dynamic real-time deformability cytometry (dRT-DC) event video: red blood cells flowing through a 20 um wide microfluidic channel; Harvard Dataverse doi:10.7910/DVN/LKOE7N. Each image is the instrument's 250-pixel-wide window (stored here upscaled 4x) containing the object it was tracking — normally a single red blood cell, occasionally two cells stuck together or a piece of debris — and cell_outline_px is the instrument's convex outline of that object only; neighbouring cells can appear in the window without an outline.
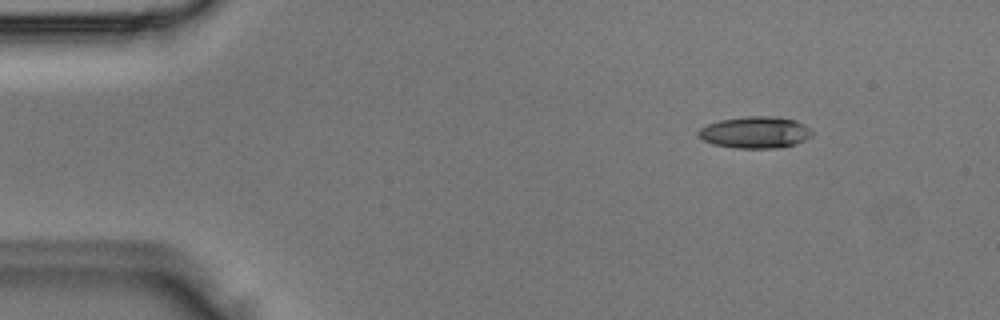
{"species": "Egyptian fruit bat (a non-hibernating species)", "species_latin": "Rousettus aegyptiacus", "temperature_condition": "room temperature", "stored_images_in_passage": 4, "camera_frame_rate_fps": 3000, "um_per_image_px": 0.085, "animal": {"sex": "male"}, "frame": {"image": 1, "passage_image": 2, "time_ms": 0.333, "image_size_px": [1000, 320], "cell_outline_px": [[812, 136], [796, 144], [776, 148], [736, 148], [712, 144], [696, 136], [696, 132], [700, 128], [708, 124], [720, 120], [744, 116], [772, 116], [796, 120], [804, 124], [812, 132]], "centroid_in_image_um": [64.16, 11.25], "position_along_channel_um": 20.8, "area_um2": 21.1}}
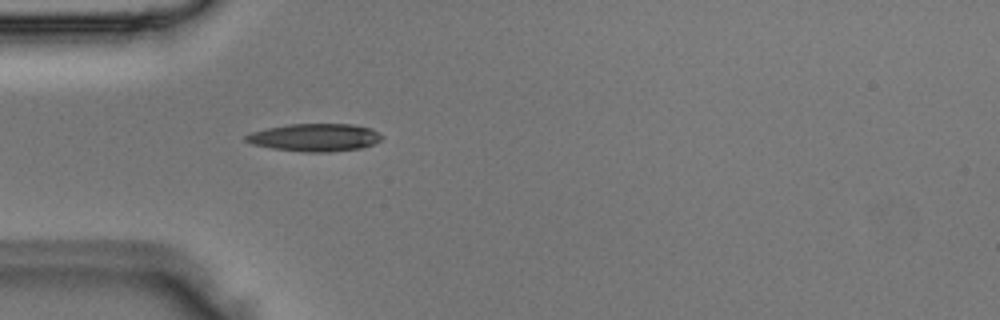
{"frame": {"image": 2, "passage_image": 4, "time_ms": 1.0, "image_size_px": [1000, 320], "cell_outline_px": [[384, 136], [380, 140], [372, 144], [360, 148], [332, 152], [304, 152], [272, 148], [252, 144], [244, 140], [244, 136], [252, 132], [268, 128], [288, 124], [352, 124], [372, 128], [380, 132]], "centroid_in_image_um": [26.79, 11.68], "position_along_channel_um": 58.2, "area_um2": 22.02}}